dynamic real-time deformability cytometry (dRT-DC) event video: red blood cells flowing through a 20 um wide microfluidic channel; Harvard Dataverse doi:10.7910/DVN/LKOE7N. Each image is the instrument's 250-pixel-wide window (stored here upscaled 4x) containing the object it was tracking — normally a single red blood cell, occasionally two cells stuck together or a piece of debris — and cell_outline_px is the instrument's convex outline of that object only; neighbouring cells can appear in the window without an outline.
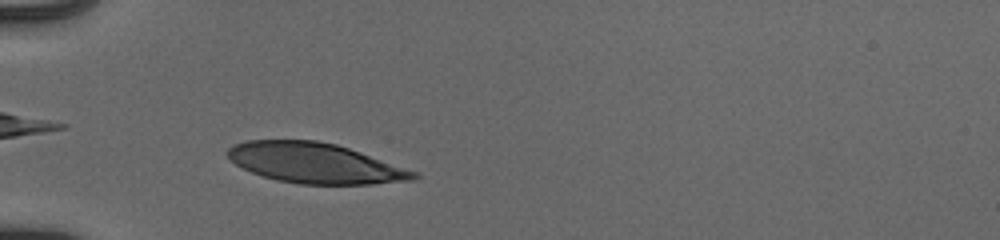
{"species": "human", "species_latin": "Homo sapiens", "temperature_condition": "cold", "stored_images_in_passage": 39, "camera_frame_rate_fps": 3000, "um_per_image_px": 0.085, "donor": {"sex": "male"}, "frame": {"image": 1, "passage_image": 7, "time_ms": 2.0, "image_size_px": [1000, 240], "cell_outline_px": [[420, 176], [416, 180], [372, 184], [300, 184], [276, 180], [252, 172], [236, 164], [228, 156], [228, 148], [232, 144], [248, 140], [316, 140], [336, 144], [420, 172]], "centroid_in_image_um": [26.83, 13.87], "position_along_channel_um": 58.2, "area_um2": 43.64}}
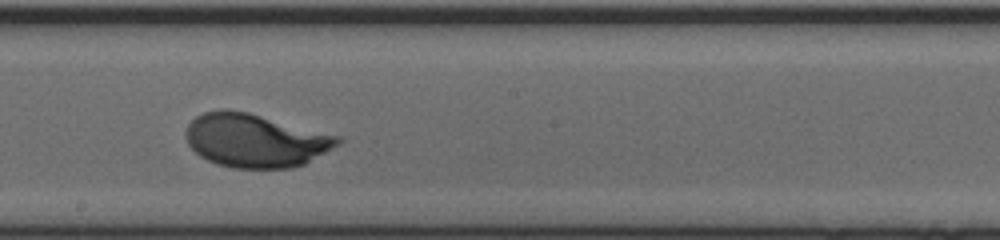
{"frame": {"image": 2, "passage_image": 21, "time_ms": 6.667, "image_size_px": [1000, 240], "cell_outline_px": [[344, 140], [340, 144], [304, 164], [292, 168], [232, 168], [216, 164], [200, 156], [188, 144], [188, 124], [196, 116], [204, 112], [224, 108], [248, 112], [340, 136]], "centroid_in_image_um": [21.73, 11.94], "position_along_channel_um": 226.5, "area_um2": 47.16}}
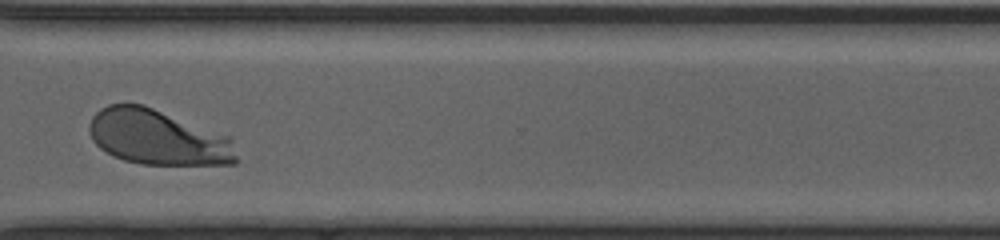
{"frame": {"image": 3, "passage_image": 31, "time_ms": 10.0, "image_size_px": [1000, 240], "cell_outline_px": [[236, 164], [140, 164], [124, 160], [112, 156], [100, 148], [92, 140], [88, 132], [88, 124], [92, 116], [100, 108], [108, 104], [144, 104], [232, 136], [236, 156]], "centroid_in_image_um": [13.41, 11.66], "position_along_channel_um": 357.2, "area_um2": 47.97}, "authors_computed_cell_mechanics": {"area_um2": 46.818, "velocity_mm_per_s": 3.8954, "shape_relaxation_time_tau1_ms": 2.6269, "shape_relaxation_time_tau2_ms": null, "deformation_change_tau1": 0.1842, "deformation_change_tau2": null}}